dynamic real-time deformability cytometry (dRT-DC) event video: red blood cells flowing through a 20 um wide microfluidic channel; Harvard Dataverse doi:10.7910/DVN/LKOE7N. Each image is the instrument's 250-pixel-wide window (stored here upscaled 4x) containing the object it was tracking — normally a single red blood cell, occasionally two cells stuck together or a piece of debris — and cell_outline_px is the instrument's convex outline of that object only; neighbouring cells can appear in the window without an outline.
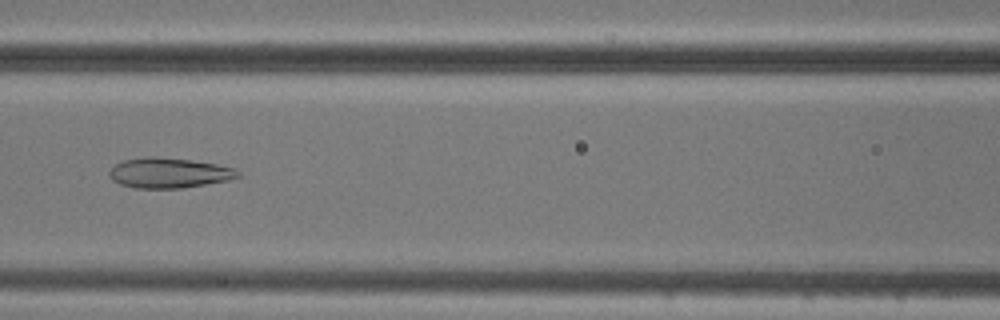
{"species": "common noctule bat (a hibernating species)", "species_latin": "Nyctalus noctula", "temperature_condition": "cold", "stored_images_in_passage": 9, "camera_frame_rate_fps": 3000, "um_per_image_px": 0.085, "animal": {"sex": "male", "body_mass_g": 20.5, "forearm_length_mm": 52.5}, "frame": {"image": 1, "passage_image": 7, "time_ms": 7.0, "image_size_px": [1000, 320], "cell_outline_px": [[240, 176], [228, 180], [180, 188], [136, 188], [120, 184], [112, 180], [108, 172], [116, 164], [124, 160], [148, 156], [152, 156], [192, 160], [216, 164], [236, 168], [240, 172]], "centroid_in_image_um": [14.37, 14.69], "position_along_channel_um": 152.2, "area_um2": 22.48}}
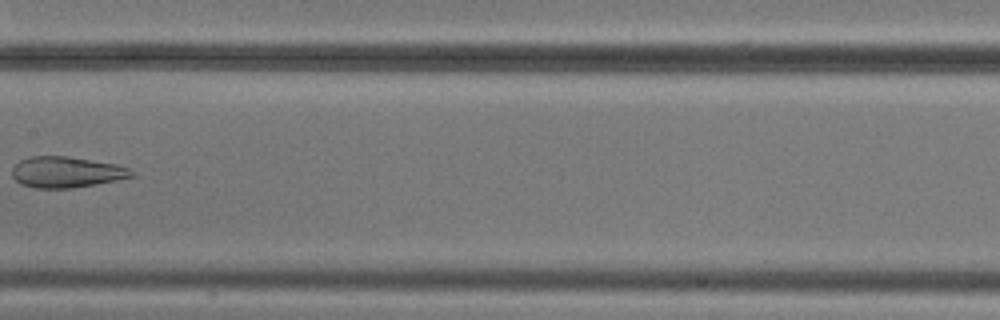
{"frame": {"image": 2, "passage_image": 8, "time_ms": 8.333, "image_size_px": [1000, 320], "cell_outline_px": [[136, 176], [72, 188], [36, 188], [20, 184], [12, 176], [12, 168], [20, 160], [32, 156], [68, 156], [116, 164], [128, 168], [136, 172]], "centroid_in_image_um": [5.64, 14.62], "position_along_channel_um": 201.8, "area_um2": 21.5}}
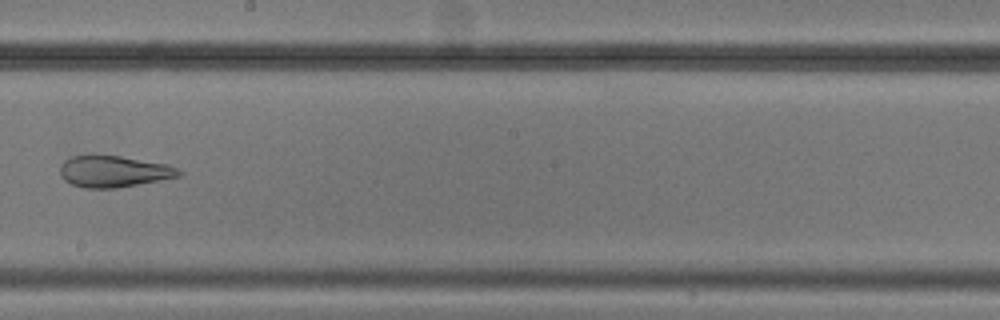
{"frame": {"image": 3, "passage_image": 9, "time_ms": 9.333, "image_size_px": [1000, 320], "cell_outline_px": [[184, 172], [180, 176], [116, 188], [84, 188], [72, 184], [64, 180], [60, 176], [60, 164], [64, 160], [72, 156], [88, 152], [96, 152], [168, 164]], "centroid_in_image_um": [9.59, 14.52], "position_along_channel_um": 238.6, "area_um2": 22.43}}